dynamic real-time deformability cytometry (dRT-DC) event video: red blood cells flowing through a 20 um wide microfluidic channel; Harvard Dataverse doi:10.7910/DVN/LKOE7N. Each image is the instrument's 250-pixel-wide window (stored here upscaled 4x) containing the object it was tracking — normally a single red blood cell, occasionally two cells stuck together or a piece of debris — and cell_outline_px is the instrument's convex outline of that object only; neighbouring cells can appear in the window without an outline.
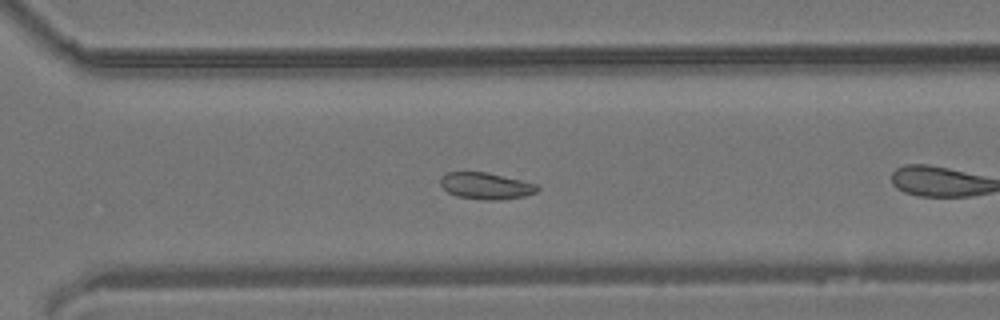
{"species": "common noctule bat (a hibernating species)", "species_latin": "Nyctalus noctula", "temperature_condition": "room temperature", "stored_images_in_passage": 28, "camera_frame_rate_fps": 3000, "um_per_image_px": 0.085, "animal": {"sex": "male", "body_mass_g": 19.2, "forearm_length_mm": 51.8}, "frame": {"image": 1, "passage_image": 16, "time_ms": 5.0, "image_size_px": [1000, 320], "cell_outline_px": [[540, 188], [536, 192], [524, 196], [496, 200], [484, 200], [456, 196], [448, 192], [440, 184], [440, 176], [448, 172], [484, 172], [520, 180], [536, 184]], "centroid_in_image_um": [41.27, 15.8], "position_along_channel_um": 329.3, "area_um2": 14.85}}
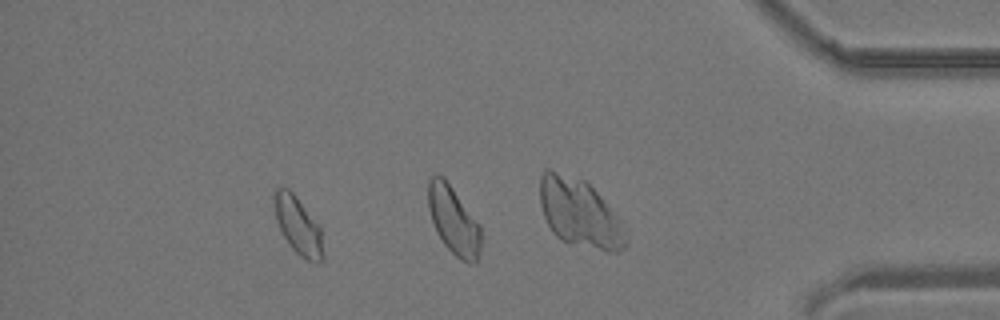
{"frame": {"image": 2, "passage_image": 24, "time_ms": 7.667, "image_size_px": [1000, 320], "cell_outline_px": [[324, 260], [320, 264], [312, 264], [300, 256], [292, 248], [284, 236], [276, 220], [272, 200], [272, 196], [276, 188], [288, 188], [296, 196], [320, 228], [324, 256]], "centroid_in_image_um": [25.33, 19.22], "position_along_channel_um": 409.9, "area_um2": 16.47}}